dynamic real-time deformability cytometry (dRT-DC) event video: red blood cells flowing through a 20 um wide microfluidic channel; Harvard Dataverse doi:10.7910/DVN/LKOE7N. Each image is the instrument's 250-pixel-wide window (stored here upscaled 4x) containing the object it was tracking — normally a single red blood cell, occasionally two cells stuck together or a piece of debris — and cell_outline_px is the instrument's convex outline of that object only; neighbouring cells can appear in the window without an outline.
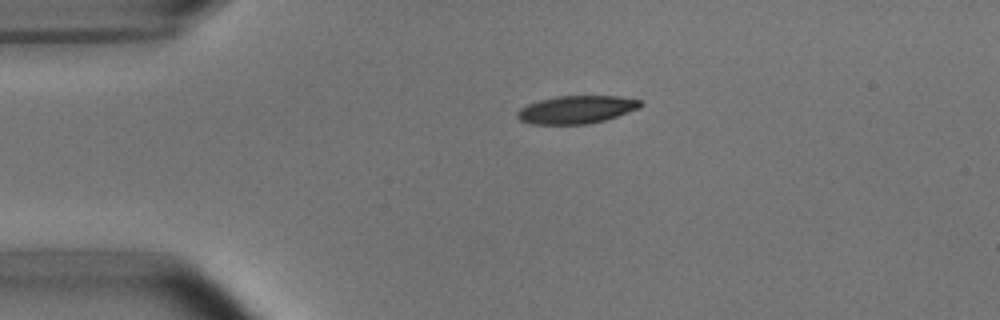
{"species": "common noctule bat (a hibernating species)", "species_latin": "Nyctalus noctula", "temperature_condition": "room temperature", "stored_images_in_passage": 26, "camera_frame_rate_fps": 3000, "um_per_image_px": 0.085, "animal": {"sex": "male", "body_mass_g": 15.6}, "frame": {"image": 1, "passage_image": 1, "time_ms": 0.0, "image_size_px": [1000, 320], "cell_outline_px": [[644, 104], [640, 108], [604, 120], [588, 124], [532, 124], [520, 120], [516, 116], [516, 112], [520, 108], [528, 104], [540, 100], [556, 96], [620, 96], [640, 100]], "centroid_in_image_um": [49.0, 9.31], "position_along_channel_um": 36.0, "area_um2": 20.0}}
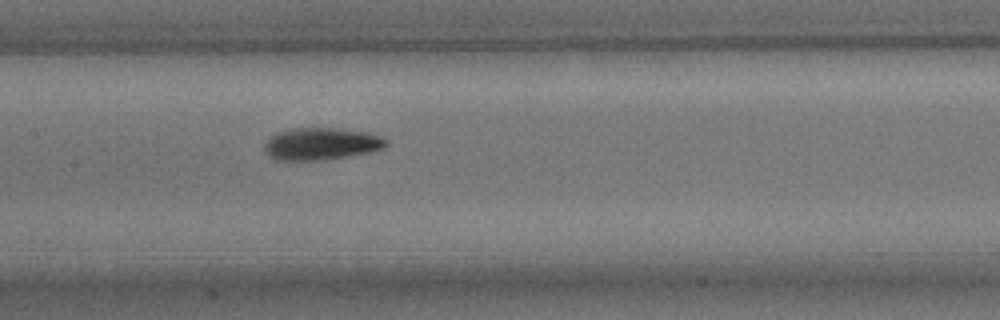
{"frame": {"image": 2, "passage_image": 15, "time_ms": 4.667, "image_size_px": [1000, 320], "cell_outline_px": [[388, 144], [384, 148], [368, 152], [348, 156], [320, 160], [276, 160], [268, 156], [264, 152], [264, 144], [276, 132], [292, 128], [332, 128], [368, 132], [380, 136], [388, 140]], "centroid_in_image_um": [27.28, 12.22], "position_along_channel_um": 180.1, "area_um2": 22.83}}
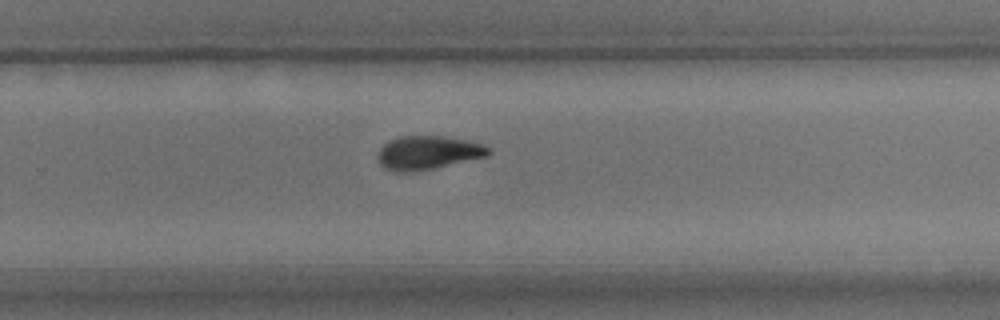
{"frame": {"image": 3, "passage_image": 24, "time_ms": 7.667, "image_size_px": [1000, 320], "cell_outline_px": [[492, 152], [488, 156], [432, 168], [404, 172], [396, 172], [384, 168], [380, 164], [376, 156], [380, 148], [388, 140], [400, 136], [444, 136], [484, 144]], "centroid_in_image_um": [36.34, 12.97], "position_along_channel_um": 293.5, "area_um2": 21.56}, "authors_computed_cell_mechanics": {"area_um2": 21.5594, "velocity_mm_per_s": 3.7893, "shape_relaxation_time_tau1_ms": 2.4126, "shape_relaxation_time_tau2_ms": 4.5836, "deformation_change_tau1": 0.1483, "deformation_change_tau2": 0.1253}}